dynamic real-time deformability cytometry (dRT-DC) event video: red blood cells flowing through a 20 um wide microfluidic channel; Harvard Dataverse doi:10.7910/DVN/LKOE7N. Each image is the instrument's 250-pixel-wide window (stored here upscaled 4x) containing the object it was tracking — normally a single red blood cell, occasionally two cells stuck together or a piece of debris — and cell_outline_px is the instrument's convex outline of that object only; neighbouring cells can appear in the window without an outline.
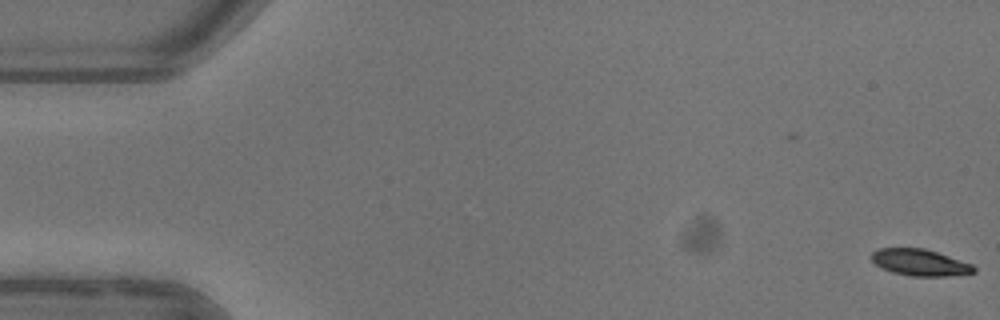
{"species": "common noctule bat (a hibernating species)", "species_latin": "Nyctalus noctula", "temperature_condition": "warm", "stored_images_in_passage": 2, "camera_frame_rate_fps": 3000, "um_per_image_px": 0.085, "animal": {"sex": "female"}, "frame": {"image": 1, "passage_image": 2, "time_ms": 1.333, "image_size_px": [1000, 320], "cell_outline_px": [[976, 272], [948, 276], [912, 276], [892, 272], [876, 264], [872, 260], [872, 252], [876, 248], [924, 248], [972, 264], [976, 268]], "centroid_in_image_um": [78.2, 22.31], "position_along_channel_um": 6.8, "area_um2": 15.66}}